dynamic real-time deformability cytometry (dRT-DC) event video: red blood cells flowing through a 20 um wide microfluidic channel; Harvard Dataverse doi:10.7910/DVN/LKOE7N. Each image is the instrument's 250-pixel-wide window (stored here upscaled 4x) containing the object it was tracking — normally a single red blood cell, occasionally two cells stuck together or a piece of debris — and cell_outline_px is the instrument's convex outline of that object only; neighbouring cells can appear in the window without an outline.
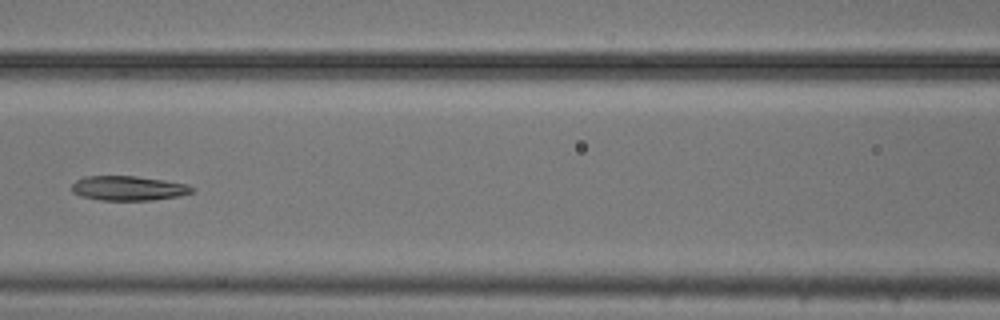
{"species": "common noctule bat (a hibernating species)", "species_latin": "Nyctalus noctula", "temperature_condition": "cold", "stored_images_in_passage": 6, "camera_frame_rate_fps": 3000, "um_per_image_px": 0.085, "animal": {"sex": "male", "body_mass_g": 20.5, "forearm_length_mm": 52.5}, "frame": {"image": 1, "passage_image": 6, "time_ms": 1.667, "image_size_px": [1000, 320], "cell_outline_px": [[196, 192], [180, 196], [152, 200], [100, 200], [80, 196], [72, 192], [72, 184], [76, 180], [84, 176], [136, 176], [164, 180], [188, 184], [196, 188]], "centroid_in_image_um": [10.96, 16.0], "position_along_channel_um": 155.6, "area_um2": 17.46}}